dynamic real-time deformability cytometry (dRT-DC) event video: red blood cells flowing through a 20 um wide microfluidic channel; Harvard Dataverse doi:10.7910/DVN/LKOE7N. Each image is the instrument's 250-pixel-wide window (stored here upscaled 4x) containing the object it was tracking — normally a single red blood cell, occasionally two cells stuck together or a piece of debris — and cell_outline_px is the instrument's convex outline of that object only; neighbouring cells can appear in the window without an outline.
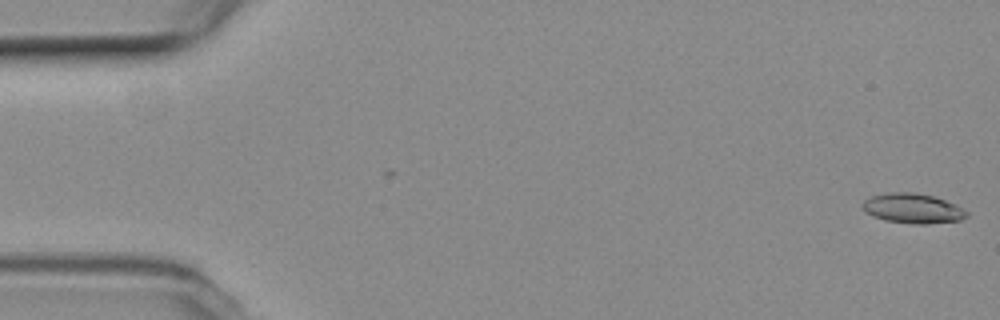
{"species": "common noctule bat (a hibernating species)", "species_latin": "Nyctalus noctula", "temperature_condition": "room temperature", "stored_images_in_passage": 2, "camera_frame_rate_fps": 3000, "um_per_image_px": 0.085, "animal": {"sex": "female", "body_mass_g": 19.3, "forearm_length_mm": 54.1}, "frame": {"image": 1, "passage_image": 2, "time_ms": 0.333, "image_size_px": [1000, 320], "cell_outline_px": [[968, 216], [960, 220], [924, 224], [920, 224], [884, 220], [872, 216], [864, 212], [864, 200], [872, 196], [888, 192], [912, 192], [932, 196], [956, 204], [968, 212]], "centroid_in_image_um": [77.58, 17.71], "position_along_channel_um": 7.4, "area_um2": 17.92}}